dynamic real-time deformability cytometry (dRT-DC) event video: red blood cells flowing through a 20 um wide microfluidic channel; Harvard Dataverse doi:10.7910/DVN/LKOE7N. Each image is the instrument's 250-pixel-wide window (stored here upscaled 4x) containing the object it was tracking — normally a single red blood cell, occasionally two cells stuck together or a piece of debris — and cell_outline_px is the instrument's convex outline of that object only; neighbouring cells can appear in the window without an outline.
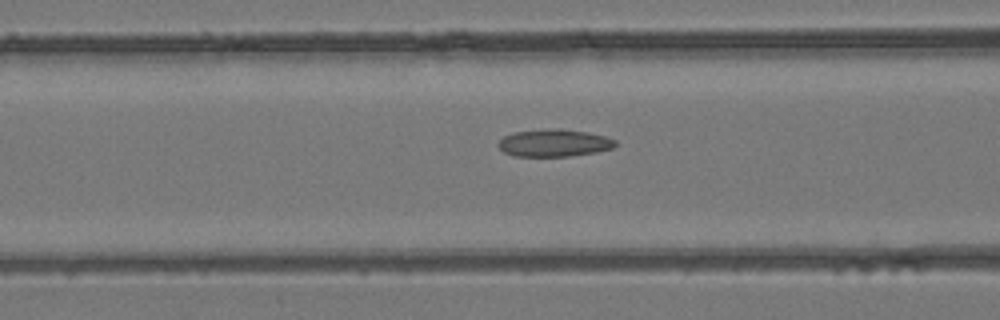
{"species": "common noctule bat (a hibernating species)", "species_latin": "Nyctalus noctula", "temperature_condition": "room temperature", "stored_images_in_passage": 24, "camera_frame_rate_fps": 3000, "um_per_image_px": 0.085, "animal": {"sex": "female", "body_mass_g": 24.6, "forearm_length_mm": 56.2}, "frame": {"image": 1, "passage_image": 8, "time_ms": 2.333, "image_size_px": [1000, 320], "cell_outline_px": [[616, 144], [612, 148], [596, 152], [568, 156], [512, 156], [504, 152], [496, 144], [504, 136], [512, 132], [552, 128], [560, 128], [588, 132], [604, 136], [616, 140]], "centroid_in_image_um": [47.07, 12.14], "position_along_channel_um": 119.5, "area_um2": 18.73}}
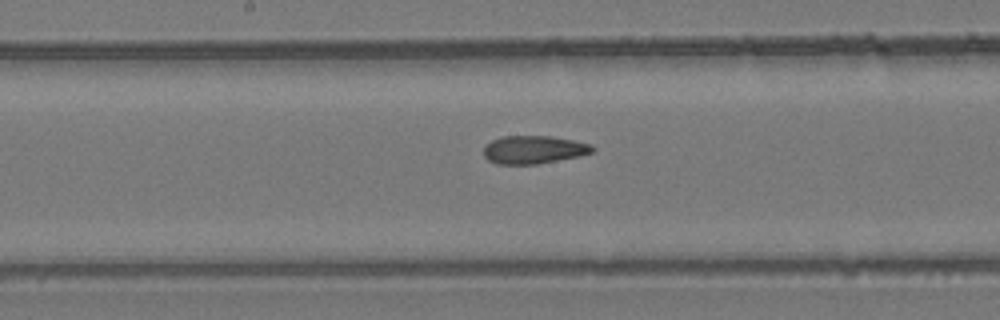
{"frame": {"image": 2, "passage_image": 14, "time_ms": 4.333, "image_size_px": [1000, 320], "cell_outline_px": [[596, 148], [592, 152], [580, 156], [536, 164], [496, 164], [488, 160], [484, 156], [484, 148], [492, 140], [500, 136], [552, 136], [592, 144]], "centroid_in_image_um": [45.37, 12.72], "position_along_channel_um": 202.8, "area_um2": 17.8}}
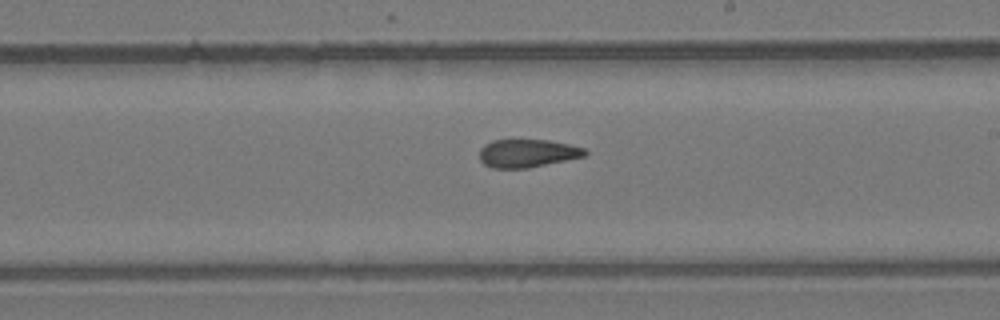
{"frame": {"image": 3, "passage_image": 17, "time_ms": 5.333, "image_size_px": [1000, 320], "cell_outline_px": [[588, 152], [584, 156], [528, 168], [492, 168], [484, 164], [480, 160], [480, 148], [484, 144], [492, 140], [548, 140], [568, 144], [584, 148]], "centroid_in_image_um": [44.79, 13.02], "position_along_channel_um": 244.2, "area_um2": 17.17}}